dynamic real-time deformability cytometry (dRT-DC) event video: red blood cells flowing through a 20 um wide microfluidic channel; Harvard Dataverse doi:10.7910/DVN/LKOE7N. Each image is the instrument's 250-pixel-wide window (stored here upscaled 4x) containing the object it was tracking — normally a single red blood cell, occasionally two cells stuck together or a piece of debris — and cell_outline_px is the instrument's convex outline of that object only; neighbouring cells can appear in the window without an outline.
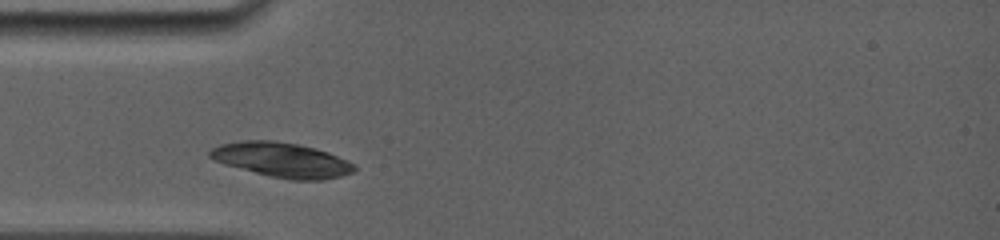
{"species": "common noctule bat (a hibernating species)", "species_latin": "Nyctalus noctula", "temperature_condition": "room temperature", "stored_images_in_passage": 46, "camera_frame_rate_fps": 5000, "um_per_image_px": 0.085, "animal": {"sex": "female", "body_mass_g": 19.0, "forearm_length_mm": 56.7}, "frame": {"image": 1, "passage_image": 1, "time_ms": 0.0, "image_size_px": [1000, 240], "cell_outline_px": [[356, 168], [352, 172], [340, 176], [324, 180], [292, 180], [272, 176], [224, 164], [212, 160], [208, 156], [208, 152], [212, 148], [220, 144], [240, 140], [272, 140], [300, 144], [328, 152], [352, 164]], "centroid_in_image_um": [23.9, 13.57], "position_along_channel_um": 61.1, "area_um2": 28.96}}
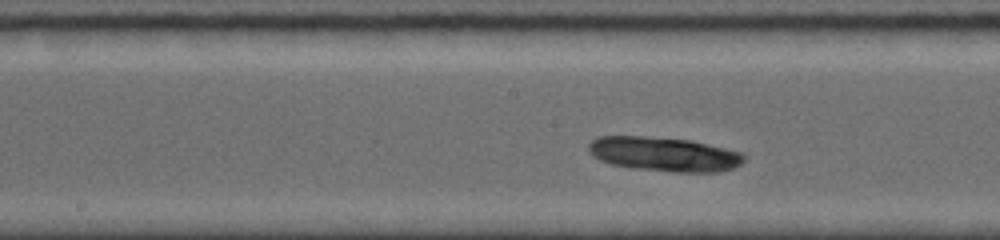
{"frame": {"image": 2, "passage_image": 25, "time_ms": 3.4, "image_size_px": [1000, 240], "cell_outline_px": [[744, 160], [740, 164], [732, 168], [716, 172], [672, 172], [632, 168], [612, 164], [600, 160], [592, 156], [588, 152], [588, 144], [596, 136], [644, 136], [692, 140], [740, 152], [744, 156]], "centroid_in_image_um": [56.39, 13.1], "position_along_channel_um": 191.8, "area_um2": 31.15}}
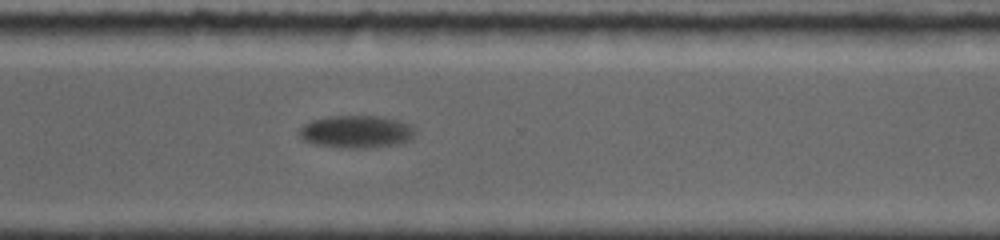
{"frame": {"image": 3, "passage_image": 45, "time_ms": 6.6, "image_size_px": [1000, 240], "cell_outline_px": [[416, 132], [408, 140], [400, 144], [364, 148], [348, 148], [312, 144], [304, 140], [300, 136], [300, 128], [304, 124], [312, 120], [328, 116], [384, 116], [400, 120], [408, 124]], "centroid_in_image_um": [30.29, 11.19], "position_along_channel_um": 340.3, "area_um2": 21.96}}